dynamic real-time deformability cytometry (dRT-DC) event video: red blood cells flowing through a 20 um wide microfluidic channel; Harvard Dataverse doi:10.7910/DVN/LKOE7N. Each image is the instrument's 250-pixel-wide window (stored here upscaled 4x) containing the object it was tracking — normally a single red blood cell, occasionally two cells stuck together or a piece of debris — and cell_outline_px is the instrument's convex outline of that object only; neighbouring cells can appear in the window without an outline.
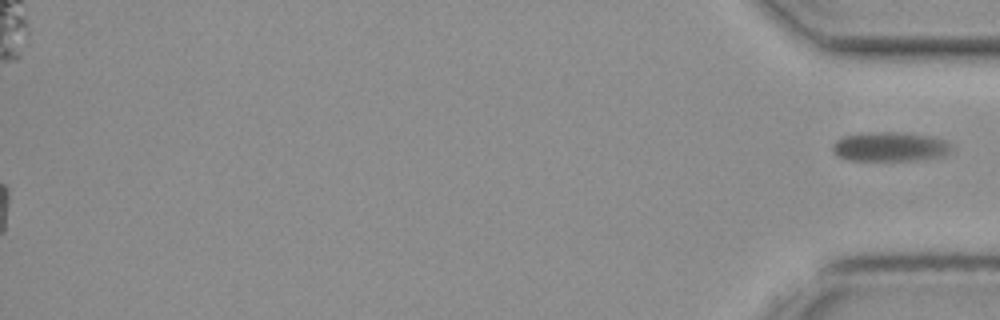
{"species": "common noctule bat (a hibernating species)", "species_latin": "Nyctalus noctula", "temperature_condition": "cold", "stored_images_in_passage": 46, "segment_of_instrument_passage": [2, 2], "camera_frame_rate_fps": 3000, "um_per_image_px": 0.085, "animal": {"sex": "female", "body_mass_g": 19.3, "forearm_length_mm": 54.1}, "frame": {"image": 1, "passage_image": 46, "time_ms": 15.0, "image_size_px": [1000, 320], "cell_outline_px": [[952, 148], [948, 152], [936, 156], [920, 160], [848, 160], [836, 156], [832, 152], [832, 144], [836, 140], [844, 136], [880, 132], [884, 132], [928, 136], [944, 140], [952, 144]], "centroid_in_image_um": [75.58, 12.49], "position_along_channel_um": 359.6, "area_um2": 19.83}}